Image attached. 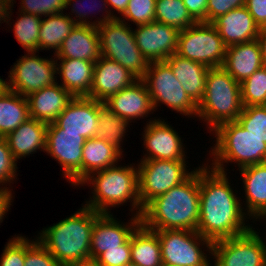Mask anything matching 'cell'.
Instances as JSON below:
<instances>
[{
	"label": "cell",
	"instance_id": "cell-52",
	"mask_svg": "<svg viewBox=\"0 0 266 266\" xmlns=\"http://www.w3.org/2000/svg\"><path fill=\"white\" fill-rule=\"evenodd\" d=\"M9 90V81L7 82L0 76V97L4 96Z\"/></svg>",
	"mask_w": 266,
	"mask_h": 266
},
{
	"label": "cell",
	"instance_id": "cell-11",
	"mask_svg": "<svg viewBox=\"0 0 266 266\" xmlns=\"http://www.w3.org/2000/svg\"><path fill=\"white\" fill-rule=\"evenodd\" d=\"M176 54L216 68L224 63L226 46L212 23L196 22L180 31Z\"/></svg>",
	"mask_w": 266,
	"mask_h": 266
},
{
	"label": "cell",
	"instance_id": "cell-41",
	"mask_svg": "<svg viewBox=\"0 0 266 266\" xmlns=\"http://www.w3.org/2000/svg\"><path fill=\"white\" fill-rule=\"evenodd\" d=\"M24 266H63L49 251L35 238L25 236V261Z\"/></svg>",
	"mask_w": 266,
	"mask_h": 266
},
{
	"label": "cell",
	"instance_id": "cell-37",
	"mask_svg": "<svg viewBox=\"0 0 266 266\" xmlns=\"http://www.w3.org/2000/svg\"><path fill=\"white\" fill-rule=\"evenodd\" d=\"M243 106L266 105V66L240 83Z\"/></svg>",
	"mask_w": 266,
	"mask_h": 266
},
{
	"label": "cell",
	"instance_id": "cell-4",
	"mask_svg": "<svg viewBox=\"0 0 266 266\" xmlns=\"http://www.w3.org/2000/svg\"><path fill=\"white\" fill-rule=\"evenodd\" d=\"M132 164H116L85 178L80 186H91L92 196L83 206L99 213H111L110 208L130 202V212L134 211L132 214L141 217L143 209L139 200L138 168Z\"/></svg>",
	"mask_w": 266,
	"mask_h": 266
},
{
	"label": "cell",
	"instance_id": "cell-22",
	"mask_svg": "<svg viewBox=\"0 0 266 266\" xmlns=\"http://www.w3.org/2000/svg\"><path fill=\"white\" fill-rule=\"evenodd\" d=\"M29 116L47 124L56 121L73 96L59 83L46 86L26 97Z\"/></svg>",
	"mask_w": 266,
	"mask_h": 266
},
{
	"label": "cell",
	"instance_id": "cell-33",
	"mask_svg": "<svg viewBox=\"0 0 266 266\" xmlns=\"http://www.w3.org/2000/svg\"><path fill=\"white\" fill-rule=\"evenodd\" d=\"M130 122L115 114L104 102L99 101L98 128L95 138L103 139L124 152L121 142L130 128ZM123 150V151H122Z\"/></svg>",
	"mask_w": 266,
	"mask_h": 266
},
{
	"label": "cell",
	"instance_id": "cell-42",
	"mask_svg": "<svg viewBox=\"0 0 266 266\" xmlns=\"http://www.w3.org/2000/svg\"><path fill=\"white\" fill-rule=\"evenodd\" d=\"M18 11L46 17L65 11L66 0H20ZM64 10V11H63Z\"/></svg>",
	"mask_w": 266,
	"mask_h": 266
},
{
	"label": "cell",
	"instance_id": "cell-38",
	"mask_svg": "<svg viewBox=\"0 0 266 266\" xmlns=\"http://www.w3.org/2000/svg\"><path fill=\"white\" fill-rule=\"evenodd\" d=\"M236 121L266 143V105L244 106Z\"/></svg>",
	"mask_w": 266,
	"mask_h": 266
},
{
	"label": "cell",
	"instance_id": "cell-29",
	"mask_svg": "<svg viewBox=\"0 0 266 266\" xmlns=\"http://www.w3.org/2000/svg\"><path fill=\"white\" fill-rule=\"evenodd\" d=\"M123 153L113 144L95 137L86 139L82 154V181L90 174L114 166Z\"/></svg>",
	"mask_w": 266,
	"mask_h": 266
},
{
	"label": "cell",
	"instance_id": "cell-15",
	"mask_svg": "<svg viewBox=\"0 0 266 266\" xmlns=\"http://www.w3.org/2000/svg\"><path fill=\"white\" fill-rule=\"evenodd\" d=\"M142 131L143 144L146 153L141 160L159 159L186 161L187 154L183 139L174 127L164 119H151Z\"/></svg>",
	"mask_w": 266,
	"mask_h": 266
},
{
	"label": "cell",
	"instance_id": "cell-48",
	"mask_svg": "<svg viewBox=\"0 0 266 266\" xmlns=\"http://www.w3.org/2000/svg\"><path fill=\"white\" fill-rule=\"evenodd\" d=\"M12 194V192L0 189V223L3 222L4 217H6L5 215L11 209L10 206L14 198Z\"/></svg>",
	"mask_w": 266,
	"mask_h": 266
},
{
	"label": "cell",
	"instance_id": "cell-1",
	"mask_svg": "<svg viewBox=\"0 0 266 266\" xmlns=\"http://www.w3.org/2000/svg\"><path fill=\"white\" fill-rule=\"evenodd\" d=\"M204 163L199 165L200 212L197 232L216 242L241 235L253 226L243 210L237 192H234L227 173L213 169ZM247 224V225H246Z\"/></svg>",
	"mask_w": 266,
	"mask_h": 266
},
{
	"label": "cell",
	"instance_id": "cell-5",
	"mask_svg": "<svg viewBox=\"0 0 266 266\" xmlns=\"http://www.w3.org/2000/svg\"><path fill=\"white\" fill-rule=\"evenodd\" d=\"M243 108L240 83L222 67L209 68L204 96L197 105V117L206 122L209 133L223 123L236 121Z\"/></svg>",
	"mask_w": 266,
	"mask_h": 266
},
{
	"label": "cell",
	"instance_id": "cell-53",
	"mask_svg": "<svg viewBox=\"0 0 266 266\" xmlns=\"http://www.w3.org/2000/svg\"><path fill=\"white\" fill-rule=\"evenodd\" d=\"M68 266H100V265L97 264L94 260H88V261H84V262H78V263L70 264Z\"/></svg>",
	"mask_w": 266,
	"mask_h": 266
},
{
	"label": "cell",
	"instance_id": "cell-54",
	"mask_svg": "<svg viewBox=\"0 0 266 266\" xmlns=\"http://www.w3.org/2000/svg\"><path fill=\"white\" fill-rule=\"evenodd\" d=\"M261 219H264V220H266V211L259 217V218H257V220L256 221H261ZM266 224V223H265ZM265 227H266V225H265ZM265 235H266V232H265ZM266 237V236H265Z\"/></svg>",
	"mask_w": 266,
	"mask_h": 266
},
{
	"label": "cell",
	"instance_id": "cell-47",
	"mask_svg": "<svg viewBox=\"0 0 266 266\" xmlns=\"http://www.w3.org/2000/svg\"><path fill=\"white\" fill-rule=\"evenodd\" d=\"M183 2L196 22H206L208 0H183Z\"/></svg>",
	"mask_w": 266,
	"mask_h": 266
},
{
	"label": "cell",
	"instance_id": "cell-12",
	"mask_svg": "<svg viewBox=\"0 0 266 266\" xmlns=\"http://www.w3.org/2000/svg\"><path fill=\"white\" fill-rule=\"evenodd\" d=\"M255 228L233 236L213 242V266H265L266 238L260 236Z\"/></svg>",
	"mask_w": 266,
	"mask_h": 266
},
{
	"label": "cell",
	"instance_id": "cell-3",
	"mask_svg": "<svg viewBox=\"0 0 266 266\" xmlns=\"http://www.w3.org/2000/svg\"><path fill=\"white\" fill-rule=\"evenodd\" d=\"M101 214L82 205L71 216L43 228L36 238L63 266L88 261L94 222Z\"/></svg>",
	"mask_w": 266,
	"mask_h": 266
},
{
	"label": "cell",
	"instance_id": "cell-44",
	"mask_svg": "<svg viewBox=\"0 0 266 266\" xmlns=\"http://www.w3.org/2000/svg\"><path fill=\"white\" fill-rule=\"evenodd\" d=\"M94 261L100 266H123L131 263V236L124 244L107 249Z\"/></svg>",
	"mask_w": 266,
	"mask_h": 266
},
{
	"label": "cell",
	"instance_id": "cell-9",
	"mask_svg": "<svg viewBox=\"0 0 266 266\" xmlns=\"http://www.w3.org/2000/svg\"><path fill=\"white\" fill-rule=\"evenodd\" d=\"M142 80L147 86L154 112L162 103L188 118L197 117V104L184 91L165 61L149 63Z\"/></svg>",
	"mask_w": 266,
	"mask_h": 266
},
{
	"label": "cell",
	"instance_id": "cell-28",
	"mask_svg": "<svg viewBox=\"0 0 266 266\" xmlns=\"http://www.w3.org/2000/svg\"><path fill=\"white\" fill-rule=\"evenodd\" d=\"M56 63L57 75L62 82L60 85L73 97H88L95 62L81 59H56Z\"/></svg>",
	"mask_w": 266,
	"mask_h": 266
},
{
	"label": "cell",
	"instance_id": "cell-17",
	"mask_svg": "<svg viewBox=\"0 0 266 266\" xmlns=\"http://www.w3.org/2000/svg\"><path fill=\"white\" fill-rule=\"evenodd\" d=\"M128 222L118 221L113 213H102L94 222L90 244V260H95L107 249L124 244L141 224V217L132 214Z\"/></svg>",
	"mask_w": 266,
	"mask_h": 266
},
{
	"label": "cell",
	"instance_id": "cell-49",
	"mask_svg": "<svg viewBox=\"0 0 266 266\" xmlns=\"http://www.w3.org/2000/svg\"><path fill=\"white\" fill-rule=\"evenodd\" d=\"M16 3L15 0H0V23H9L12 17V8L14 3Z\"/></svg>",
	"mask_w": 266,
	"mask_h": 266
},
{
	"label": "cell",
	"instance_id": "cell-40",
	"mask_svg": "<svg viewBox=\"0 0 266 266\" xmlns=\"http://www.w3.org/2000/svg\"><path fill=\"white\" fill-rule=\"evenodd\" d=\"M17 160L13 157L5 137H0V189L12 192L10 184L17 180ZM5 185V186H4Z\"/></svg>",
	"mask_w": 266,
	"mask_h": 266
},
{
	"label": "cell",
	"instance_id": "cell-18",
	"mask_svg": "<svg viewBox=\"0 0 266 266\" xmlns=\"http://www.w3.org/2000/svg\"><path fill=\"white\" fill-rule=\"evenodd\" d=\"M99 101L73 97L55 123L64 132L79 133L85 139L95 137L98 128Z\"/></svg>",
	"mask_w": 266,
	"mask_h": 266
},
{
	"label": "cell",
	"instance_id": "cell-27",
	"mask_svg": "<svg viewBox=\"0 0 266 266\" xmlns=\"http://www.w3.org/2000/svg\"><path fill=\"white\" fill-rule=\"evenodd\" d=\"M165 62L171 67L174 76L181 83L187 95L198 105L204 96L209 67L180 57L176 53L168 57Z\"/></svg>",
	"mask_w": 266,
	"mask_h": 266
},
{
	"label": "cell",
	"instance_id": "cell-50",
	"mask_svg": "<svg viewBox=\"0 0 266 266\" xmlns=\"http://www.w3.org/2000/svg\"><path fill=\"white\" fill-rule=\"evenodd\" d=\"M106 1H107V5L109 7V11H110L111 15H113V17H115V18H117V15L114 13L115 10L120 16L124 13V11L127 8L128 3H129V0H106ZM112 10H114V11H112Z\"/></svg>",
	"mask_w": 266,
	"mask_h": 266
},
{
	"label": "cell",
	"instance_id": "cell-26",
	"mask_svg": "<svg viewBox=\"0 0 266 266\" xmlns=\"http://www.w3.org/2000/svg\"><path fill=\"white\" fill-rule=\"evenodd\" d=\"M47 123L29 118L5 138L13 157L18 161L37 150L46 151Z\"/></svg>",
	"mask_w": 266,
	"mask_h": 266
},
{
	"label": "cell",
	"instance_id": "cell-2",
	"mask_svg": "<svg viewBox=\"0 0 266 266\" xmlns=\"http://www.w3.org/2000/svg\"><path fill=\"white\" fill-rule=\"evenodd\" d=\"M200 212L199 167L181 184L151 200L142 211L141 224L152 231H197Z\"/></svg>",
	"mask_w": 266,
	"mask_h": 266
},
{
	"label": "cell",
	"instance_id": "cell-21",
	"mask_svg": "<svg viewBox=\"0 0 266 266\" xmlns=\"http://www.w3.org/2000/svg\"><path fill=\"white\" fill-rule=\"evenodd\" d=\"M212 24L226 47L256 40L260 29L245 6L219 16Z\"/></svg>",
	"mask_w": 266,
	"mask_h": 266
},
{
	"label": "cell",
	"instance_id": "cell-51",
	"mask_svg": "<svg viewBox=\"0 0 266 266\" xmlns=\"http://www.w3.org/2000/svg\"><path fill=\"white\" fill-rule=\"evenodd\" d=\"M257 41L261 50L262 63L266 66V26L259 29Z\"/></svg>",
	"mask_w": 266,
	"mask_h": 266
},
{
	"label": "cell",
	"instance_id": "cell-25",
	"mask_svg": "<svg viewBox=\"0 0 266 266\" xmlns=\"http://www.w3.org/2000/svg\"><path fill=\"white\" fill-rule=\"evenodd\" d=\"M245 191L243 209L255 222L266 211V162L238 169Z\"/></svg>",
	"mask_w": 266,
	"mask_h": 266
},
{
	"label": "cell",
	"instance_id": "cell-30",
	"mask_svg": "<svg viewBox=\"0 0 266 266\" xmlns=\"http://www.w3.org/2000/svg\"><path fill=\"white\" fill-rule=\"evenodd\" d=\"M131 263L163 266L158 235L140 224L131 234Z\"/></svg>",
	"mask_w": 266,
	"mask_h": 266
},
{
	"label": "cell",
	"instance_id": "cell-39",
	"mask_svg": "<svg viewBox=\"0 0 266 266\" xmlns=\"http://www.w3.org/2000/svg\"><path fill=\"white\" fill-rule=\"evenodd\" d=\"M156 0H129L126 10L119 20L135 25L147 24L155 21ZM127 20V22H126Z\"/></svg>",
	"mask_w": 266,
	"mask_h": 266
},
{
	"label": "cell",
	"instance_id": "cell-24",
	"mask_svg": "<svg viewBox=\"0 0 266 266\" xmlns=\"http://www.w3.org/2000/svg\"><path fill=\"white\" fill-rule=\"evenodd\" d=\"M263 66L259 43L256 40L226 47L222 68L241 83Z\"/></svg>",
	"mask_w": 266,
	"mask_h": 266
},
{
	"label": "cell",
	"instance_id": "cell-31",
	"mask_svg": "<svg viewBox=\"0 0 266 266\" xmlns=\"http://www.w3.org/2000/svg\"><path fill=\"white\" fill-rule=\"evenodd\" d=\"M75 25L76 23L69 16L65 15V13L63 14V12L42 18L39 34V50L53 49V55H55Z\"/></svg>",
	"mask_w": 266,
	"mask_h": 266
},
{
	"label": "cell",
	"instance_id": "cell-13",
	"mask_svg": "<svg viewBox=\"0 0 266 266\" xmlns=\"http://www.w3.org/2000/svg\"><path fill=\"white\" fill-rule=\"evenodd\" d=\"M39 52H28L20 57L10 68L7 81L10 91L19 93L23 97L50 85L57 81V63L55 56L41 58ZM56 75V76H55Z\"/></svg>",
	"mask_w": 266,
	"mask_h": 266
},
{
	"label": "cell",
	"instance_id": "cell-7",
	"mask_svg": "<svg viewBox=\"0 0 266 266\" xmlns=\"http://www.w3.org/2000/svg\"><path fill=\"white\" fill-rule=\"evenodd\" d=\"M129 24L115 18L97 26L100 54L125 67L134 77L142 79L149 62L136 45L134 32Z\"/></svg>",
	"mask_w": 266,
	"mask_h": 266
},
{
	"label": "cell",
	"instance_id": "cell-43",
	"mask_svg": "<svg viewBox=\"0 0 266 266\" xmlns=\"http://www.w3.org/2000/svg\"><path fill=\"white\" fill-rule=\"evenodd\" d=\"M25 236L14 235L9 239L0 258V266H24Z\"/></svg>",
	"mask_w": 266,
	"mask_h": 266
},
{
	"label": "cell",
	"instance_id": "cell-35",
	"mask_svg": "<svg viewBox=\"0 0 266 266\" xmlns=\"http://www.w3.org/2000/svg\"><path fill=\"white\" fill-rule=\"evenodd\" d=\"M13 24V32L17 42L27 52H39V34L42 17L19 11ZM21 15V16H20Z\"/></svg>",
	"mask_w": 266,
	"mask_h": 266
},
{
	"label": "cell",
	"instance_id": "cell-34",
	"mask_svg": "<svg viewBox=\"0 0 266 266\" xmlns=\"http://www.w3.org/2000/svg\"><path fill=\"white\" fill-rule=\"evenodd\" d=\"M155 21L180 31L196 23L188 13L183 0H156Z\"/></svg>",
	"mask_w": 266,
	"mask_h": 266
},
{
	"label": "cell",
	"instance_id": "cell-16",
	"mask_svg": "<svg viewBox=\"0 0 266 266\" xmlns=\"http://www.w3.org/2000/svg\"><path fill=\"white\" fill-rule=\"evenodd\" d=\"M136 45L149 62L165 61L177 52L180 30L153 21L133 29Z\"/></svg>",
	"mask_w": 266,
	"mask_h": 266
},
{
	"label": "cell",
	"instance_id": "cell-8",
	"mask_svg": "<svg viewBox=\"0 0 266 266\" xmlns=\"http://www.w3.org/2000/svg\"><path fill=\"white\" fill-rule=\"evenodd\" d=\"M154 232L159 238L164 266H212L209 257L212 256L213 243L197 231L158 230ZM202 248L207 249L202 250ZM207 253H210V256H207L209 255Z\"/></svg>",
	"mask_w": 266,
	"mask_h": 266
},
{
	"label": "cell",
	"instance_id": "cell-36",
	"mask_svg": "<svg viewBox=\"0 0 266 266\" xmlns=\"http://www.w3.org/2000/svg\"><path fill=\"white\" fill-rule=\"evenodd\" d=\"M81 1H85L86 2L88 0H66V3H65V10H67L68 6H69V8H71V13H73V14H71L69 12V14H67V13H65V14L67 16H69L76 23V25H89V26L97 27V26H100V25H102V24H104L106 22H109V21H112V20L115 19V17H113V15H111V13L109 11V8H108L106 0H99V1L92 0L93 2L91 1V5H87L86 4L87 2L85 3L86 4L85 5L84 2L81 3ZM96 1L99 2V3H101V2L102 3L99 4ZM79 6H81V7H79ZM98 6H100V7H98ZM95 7L99 8L98 9L99 12L102 11V16L101 17H103V18H98L97 20L91 22L90 20H88V19H90L89 18L90 17L89 14L90 13L93 14V11L95 13V10H97ZM86 8H90V9H86ZM86 10H88L89 12L86 11ZM103 12L106 13V14H104ZM70 15H74V17L70 16Z\"/></svg>",
	"mask_w": 266,
	"mask_h": 266
},
{
	"label": "cell",
	"instance_id": "cell-23",
	"mask_svg": "<svg viewBox=\"0 0 266 266\" xmlns=\"http://www.w3.org/2000/svg\"><path fill=\"white\" fill-rule=\"evenodd\" d=\"M54 56L55 59H81L96 62L101 56L97 27L75 25Z\"/></svg>",
	"mask_w": 266,
	"mask_h": 266
},
{
	"label": "cell",
	"instance_id": "cell-20",
	"mask_svg": "<svg viewBox=\"0 0 266 266\" xmlns=\"http://www.w3.org/2000/svg\"><path fill=\"white\" fill-rule=\"evenodd\" d=\"M104 104L130 123H134L137 118H148L147 116L154 111L150 94L142 79H137L130 86L110 96Z\"/></svg>",
	"mask_w": 266,
	"mask_h": 266
},
{
	"label": "cell",
	"instance_id": "cell-10",
	"mask_svg": "<svg viewBox=\"0 0 266 266\" xmlns=\"http://www.w3.org/2000/svg\"><path fill=\"white\" fill-rule=\"evenodd\" d=\"M187 161L146 159L138 168L139 200L143 209L151 200L181 184L192 173Z\"/></svg>",
	"mask_w": 266,
	"mask_h": 266
},
{
	"label": "cell",
	"instance_id": "cell-14",
	"mask_svg": "<svg viewBox=\"0 0 266 266\" xmlns=\"http://www.w3.org/2000/svg\"><path fill=\"white\" fill-rule=\"evenodd\" d=\"M86 139L79 133L64 132L55 122L46 130V154L62 168L67 182L79 186L82 182V154Z\"/></svg>",
	"mask_w": 266,
	"mask_h": 266
},
{
	"label": "cell",
	"instance_id": "cell-6",
	"mask_svg": "<svg viewBox=\"0 0 266 266\" xmlns=\"http://www.w3.org/2000/svg\"><path fill=\"white\" fill-rule=\"evenodd\" d=\"M212 132L216 138L209 151L212 158L209 160H212L210 167L213 169L226 173V163L229 165L234 162L241 169L266 162V143L245 130L237 121L223 123Z\"/></svg>",
	"mask_w": 266,
	"mask_h": 266
},
{
	"label": "cell",
	"instance_id": "cell-45",
	"mask_svg": "<svg viewBox=\"0 0 266 266\" xmlns=\"http://www.w3.org/2000/svg\"><path fill=\"white\" fill-rule=\"evenodd\" d=\"M246 0H208L206 23H212L219 16L233 9L244 7Z\"/></svg>",
	"mask_w": 266,
	"mask_h": 266
},
{
	"label": "cell",
	"instance_id": "cell-32",
	"mask_svg": "<svg viewBox=\"0 0 266 266\" xmlns=\"http://www.w3.org/2000/svg\"><path fill=\"white\" fill-rule=\"evenodd\" d=\"M29 118L26 97L10 90L0 97V137H6Z\"/></svg>",
	"mask_w": 266,
	"mask_h": 266
},
{
	"label": "cell",
	"instance_id": "cell-55",
	"mask_svg": "<svg viewBox=\"0 0 266 266\" xmlns=\"http://www.w3.org/2000/svg\"><path fill=\"white\" fill-rule=\"evenodd\" d=\"M123 266H139V265L133 264V263H129V264H126V265H123Z\"/></svg>",
	"mask_w": 266,
	"mask_h": 266
},
{
	"label": "cell",
	"instance_id": "cell-46",
	"mask_svg": "<svg viewBox=\"0 0 266 266\" xmlns=\"http://www.w3.org/2000/svg\"><path fill=\"white\" fill-rule=\"evenodd\" d=\"M245 7L259 28L266 26V0H246Z\"/></svg>",
	"mask_w": 266,
	"mask_h": 266
},
{
	"label": "cell",
	"instance_id": "cell-19",
	"mask_svg": "<svg viewBox=\"0 0 266 266\" xmlns=\"http://www.w3.org/2000/svg\"><path fill=\"white\" fill-rule=\"evenodd\" d=\"M136 80L137 78L121 64L100 56L94 65L92 86L88 98L104 102Z\"/></svg>",
	"mask_w": 266,
	"mask_h": 266
}]
</instances>
